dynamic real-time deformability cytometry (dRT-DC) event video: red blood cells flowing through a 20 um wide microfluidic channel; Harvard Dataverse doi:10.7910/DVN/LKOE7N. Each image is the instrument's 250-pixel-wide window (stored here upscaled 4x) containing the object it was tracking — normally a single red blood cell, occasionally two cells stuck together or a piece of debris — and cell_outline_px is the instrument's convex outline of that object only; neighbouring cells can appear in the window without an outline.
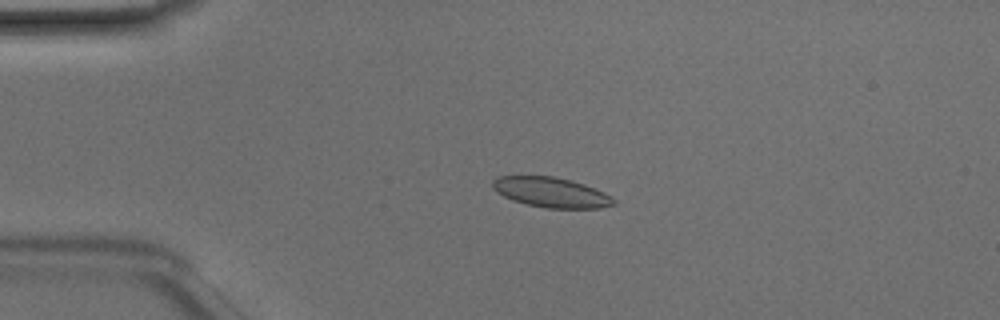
{"species": "Egyptian fruit bat (a non-hibernating species)", "species_latin": "Rousettus aegyptiacus", "temperature_condition": "room temperature", "stored_images_in_passage": 39, "camera_frame_rate_fps": 3000, "um_per_image_px": 0.085, "animal": {"sex": "male"}, "frame": {"image": 1, "passage_image": 1, "time_ms": 0.0, "image_size_px": [1000, 320], "cell_outline_px": [[616, 204], [600, 208], [548, 208], [528, 204], [512, 200], [496, 192], [492, 188], [492, 180], [500, 176], [552, 176], [572, 180], [584, 184], [604, 192], [616, 200]], "centroid_in_image_um": [46.85, 16.34], "position_along_channel_um": 38.2, "area_um2": 21.15}}
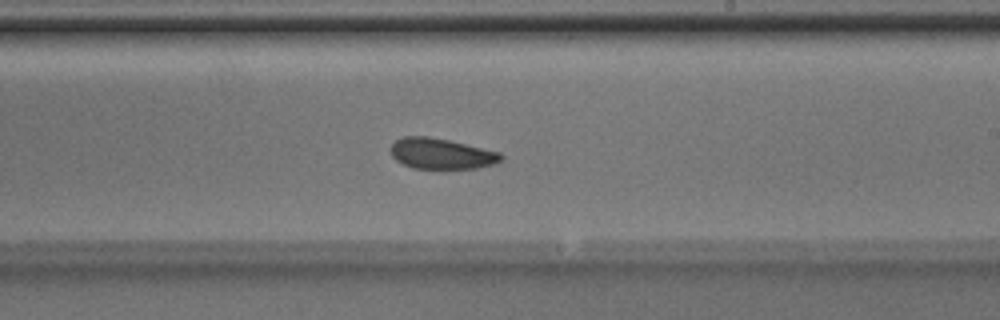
{"frame": {"image": 2, "passage_image": 19, "time_ms": 6.0, "image_size_px": [1000, 320], "cell_outline_px": [[504, 156], [496, 164], [476, 168], [440, 172], [412, 168], [396, 160], [392, 156], [392, 144], [396, 140], [404, 136], [428, 136], [448, 140], [500, 152]], "centroid_in_image_um": [37.53, 13.12], "position_along_channel_um": 251.5, "area_um2": 20.46}}
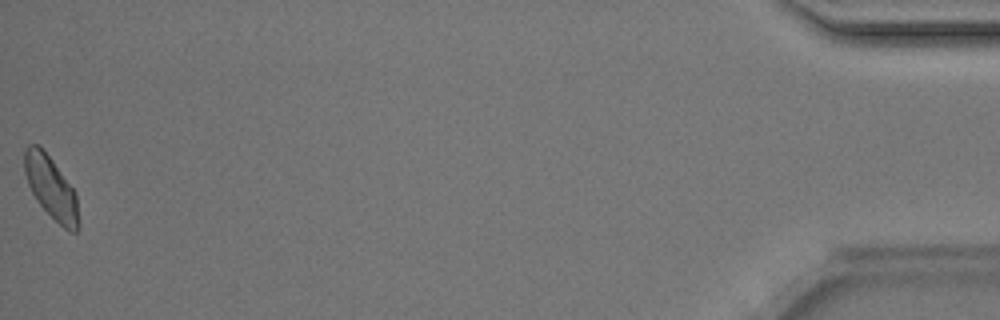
{"frame": {"image": 3, "passage_image": 39, "time_ms": 12.667, "image_size_px": [1000, 320], "cell_outline_px": [[80, 224], [76, 232], [68, 232], [36, 200], [28, 184], [24, 172], [24, 148], [28, 144], [36, 144], [52, 160], [76, 192]], "centroid_in_image_um": [4.35, 15.97], "position_along_channel_um": 430.8, "area_um2": 19.54}, "authors_computed_cell_mechanics": {"area_um2": 20.4034, "velocity_mm_per_s": 4.1236, "shape_relaxation_time_tau1_ms": 2.5903, "shape_relaxation_time_tau2_ms": 3.2153, "deformation_change_tau1": 0.0737, "deformation_change_tau2": 0.0554}}